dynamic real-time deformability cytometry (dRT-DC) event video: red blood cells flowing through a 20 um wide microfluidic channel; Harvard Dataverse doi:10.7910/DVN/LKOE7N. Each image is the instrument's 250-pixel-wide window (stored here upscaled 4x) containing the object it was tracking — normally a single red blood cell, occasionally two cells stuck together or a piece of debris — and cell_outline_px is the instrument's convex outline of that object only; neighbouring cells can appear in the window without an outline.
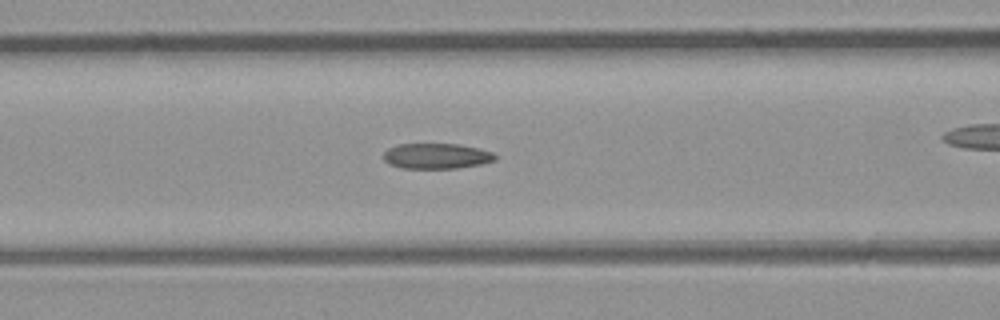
{"species": "common noctule bat (a hibernating species)", "species_latin": "Nyctalus noctula", "temperature_condition": "room temperature", "stored_images_in_passage": 43, "camera_frame_rate_fps": 3000, "um_per_image_px": 0.085, "animal": {"sex": "male", "body_mass_g": 23.1, "forearm_length_mm": 52.7}, "frame": {"image": 1, "passage_image": 14, "time_ms": 4.333, "image_size_px": [1000, 320], "cell_outline_px": [[496, 160], [480, 164], [456, 168], [400, 168], [388, 164], [384, 160], [384, 152], [388, 148], [396, 144], [460, 144], [480, 148], [492, 152], [496, 156]], "centroid_in_image_um": [37.08, 13.26], "position_along_channel_um": 129.5, "area_um2": 16.65}}
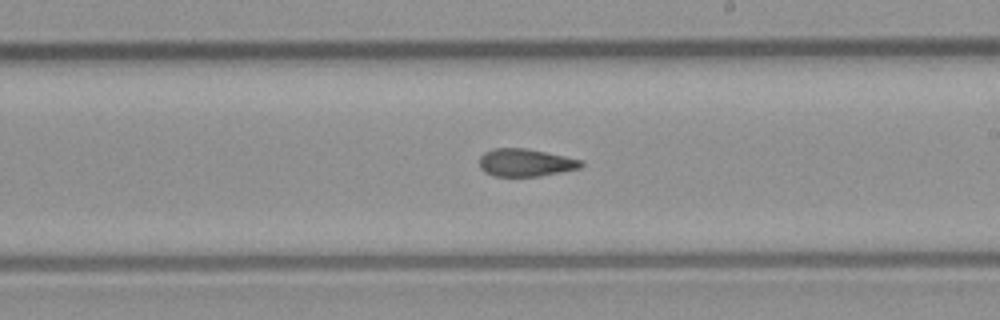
{"frame": {"image": 2, "passage_image": 22, "time_ms": 7.0, "image_size_px": [1000, 320], "cell_outline_px": [[584, 164], [580, 168], [536, 176], [492, 176], [484, 172], [480, 168], [480, 156], [484, 152], [496, 148], [524, 148], [564, 156], [580, 160]], "centroid_in_image_um": [44.61, 13.82], "position_along_channel_um": 244.4, "area_um2": 16.13}}
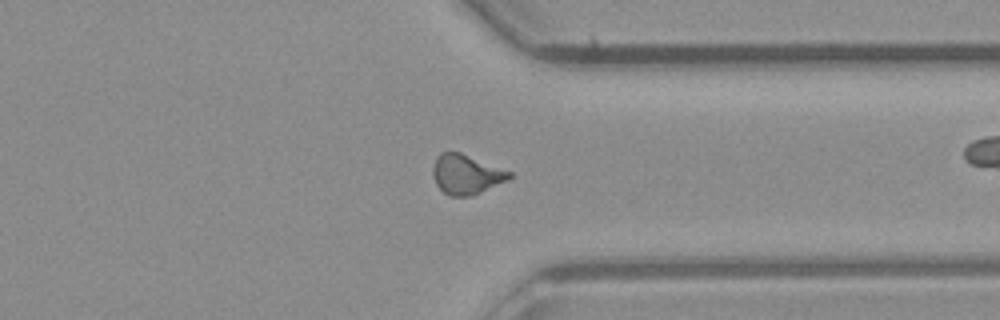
{"frame": {"image": 3, "passage_image": 31, "time_ms": 10.0, "image_size_px": [1000, 320], "cell_outline_px": [[512, 176], [508, 180], [472, 196], [448, 196], [436, 184], [432, 172], [432, 168], [436, 156], [440, 152], [460, 152], [512, 172]], "centroid_in_image_um": [39.61, 14.82], "position_along_channel_um": 371.8, "area_um2": 17.69}, "authors_computed_cell_mechanics": {"area_um2": 16.9932, "velocity_mm_per_s": 4.3046, "shape_relaxation_time_tau1_ms": null, "shape_relaxation_time_tau2_ms": 2.8261, "deformation_change_tau1": null, "deformation_change_tau2": 0.1064}}